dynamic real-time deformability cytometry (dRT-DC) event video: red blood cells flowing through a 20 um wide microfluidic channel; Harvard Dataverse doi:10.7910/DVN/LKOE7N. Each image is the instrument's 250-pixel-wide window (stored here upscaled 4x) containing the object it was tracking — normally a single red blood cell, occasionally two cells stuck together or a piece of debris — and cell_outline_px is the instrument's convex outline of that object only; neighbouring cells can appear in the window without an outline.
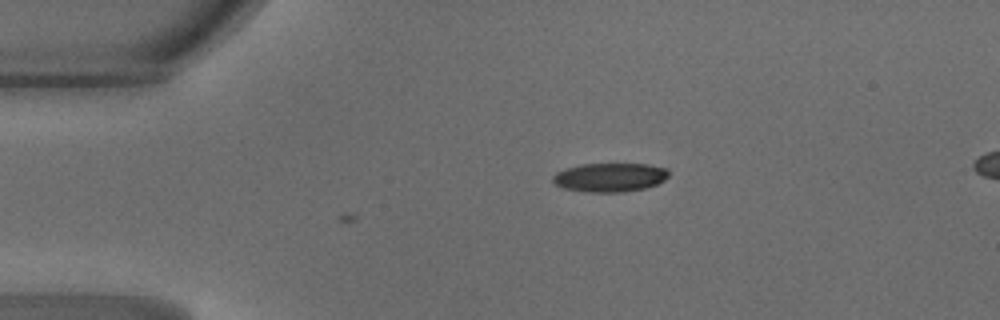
{"species": "common noctule bat (a hibernating species)", "species_latin": "Nyctalus noctula", "temperature_condition": "warm", "stored_images_in_passage": 2, "camera_frame_rate_fps": 3000, "um_per_image_px": 0.085, "animal": {"sex": "male", "body_mass_g": 18.8}, "frame": {"image": 1, "passage_image": 2, "time_ms": 0.333, "image_size_px": [1000, 320], "cell_outline_px": [[668, 176], [664, 180], [656, 184], [644, 188], [624, 192], [588, 192], [564, 188], [556, 184], [552, 180], [552, 176], [556, 172], [580, 164], [648, 164], [668, 168]], "centroid_in_image_um": [51.85, 15.07], "position_along_channel_um": 33.2, "area_um2": 19.42}}